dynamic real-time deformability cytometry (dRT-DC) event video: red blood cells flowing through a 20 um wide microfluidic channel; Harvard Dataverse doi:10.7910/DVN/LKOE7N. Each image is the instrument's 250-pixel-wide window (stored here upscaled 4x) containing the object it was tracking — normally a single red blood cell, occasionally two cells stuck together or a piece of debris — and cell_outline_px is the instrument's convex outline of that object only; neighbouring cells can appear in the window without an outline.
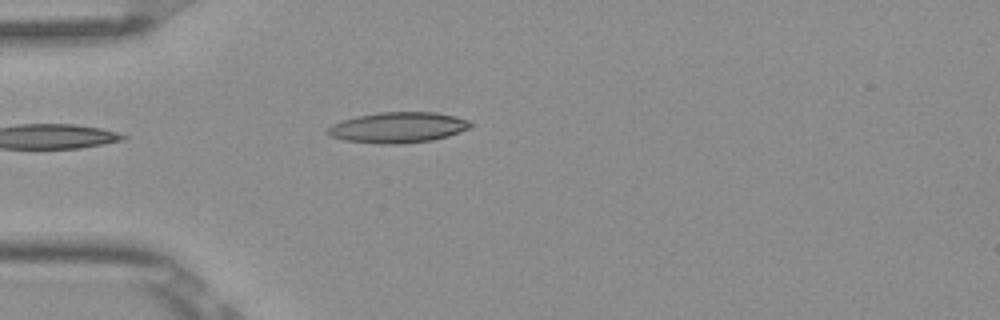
{"species": "Egyptian fruit bat (a non-hibernating species)", "species_latin": "Rousettus aegyptiacus", "temperature_condition": "room temperature", "stored_images_in_passage": 5, "camera_frame_rate_fps": 3000, "um_per_image_px": 0.085, "frame": {"image": 1, "passage_image": 5, "time_ms": 1.333, "image_size_px": [1000, 320], "cell_outline_px": [[472, 124], [468, 128], [460, 132], [448, 136], [432, 140], [400, 144], [380, 144], [344, 140], [332, 136], [324, 132], [332, 124], [356, 116], [380, 112], [436, 112], [456, 116], [468, 120]], "centroid_in_image_um": [33.83, 10.83], "position_along_channel_um": 51.2, "area_um2": 25.49}}